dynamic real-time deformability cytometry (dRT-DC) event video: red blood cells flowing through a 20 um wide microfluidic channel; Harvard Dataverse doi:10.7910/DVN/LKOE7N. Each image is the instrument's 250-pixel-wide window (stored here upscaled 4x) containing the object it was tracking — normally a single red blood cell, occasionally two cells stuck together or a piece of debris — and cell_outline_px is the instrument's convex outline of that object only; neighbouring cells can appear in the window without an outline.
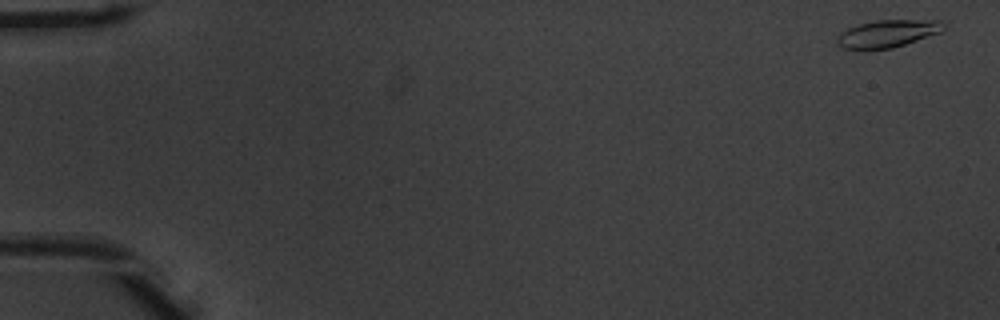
{"species": "common noctule bat (a hibernating species)", "species_latin": "Nyctalus noctula", "temperature_condition": "warm", "stored_images_in_passage": 52, "camera_frame_rate_fps": 3000, "um_per_image_px": 0.085, "animal": {"sex": "male", "body_mass_g": 20.1, "forearm_length_mm": 53.5}, "frame": {"image": 1, "passage_image": 1, "time_ms": 0.0, "image_size_px": [1000, 320], "cell_outline_px": [[944, 28], [940, 32], [892, 48], [864, 52], [860, 52], [844, 48], [836, 40], [836, 36], [840, 32], [848, 28], [860, 24], [876, 20], [940, 20], [944, 24]], "centroid_in_image_um": [75.36, 2.89], "position_along_channel_um": 9.6, "area_um2": 17.28}}
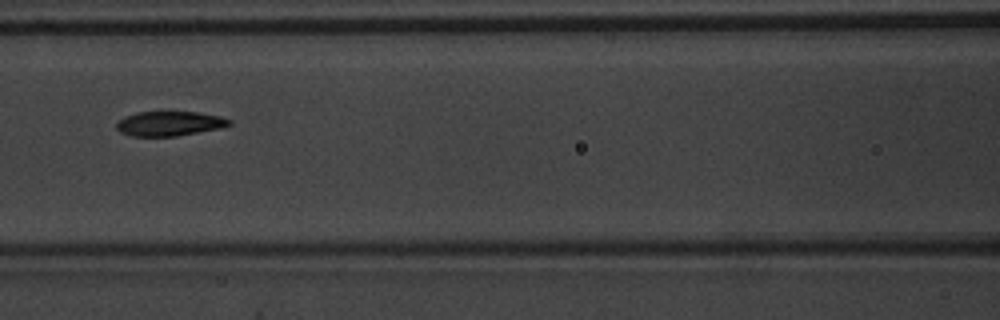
{"frame": {"image": 2, "passage_image": 24, "time_ms": 7.667, "image_size_px": [1000, 320], "cell_outline_px": [[232, 124], [220, 128], [176, 136], [132, 136], [120, 132], [116, 128], [116, 124], [124, 116], [136, 112], [200, 112], [220, 116], [232, 120]], "centroid_in_image_um": [14.41, 10.5], "position_along_channel_um": 152.2, "area_um2": 16.18}}
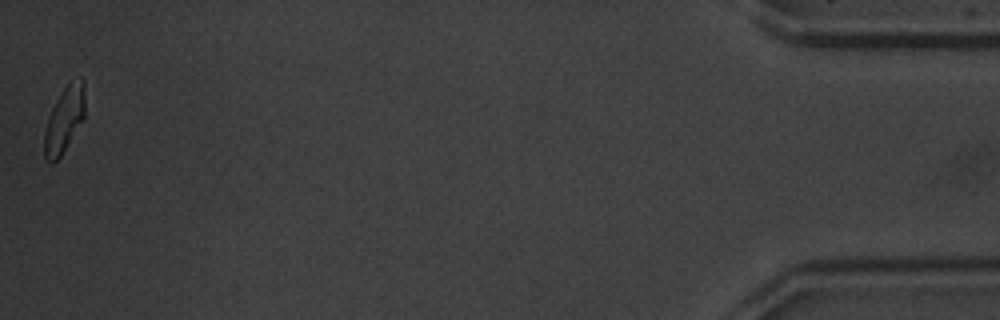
{"frame": {"image": 3, "passage_image": 52, "time_ms": 17.0, "image_size_px": [1000, 320], "cell_outline_px": [[84, 120], [60, 156], [52, 164], [48, 164], [44, 160], [44, 132], [48, 116], [56, 100], [68, 80], [84, 80]], "centroid_in_image_um": [5.44, 10.19], "position_along_channel_um": 429.8, "area_um2": 15.72}, "authors_computed_cell_mechanics": {"area_um2": 16.8776, "velocity_mm_per_s": 3.9011, "shape_relaxation_time_tau1_ms": 2.8648, "shape_relaxation_time_tau2_ms": 1.9502, "deformation_change_tau1": 0.1325, "deformation_change_tau2": 0.0738}}